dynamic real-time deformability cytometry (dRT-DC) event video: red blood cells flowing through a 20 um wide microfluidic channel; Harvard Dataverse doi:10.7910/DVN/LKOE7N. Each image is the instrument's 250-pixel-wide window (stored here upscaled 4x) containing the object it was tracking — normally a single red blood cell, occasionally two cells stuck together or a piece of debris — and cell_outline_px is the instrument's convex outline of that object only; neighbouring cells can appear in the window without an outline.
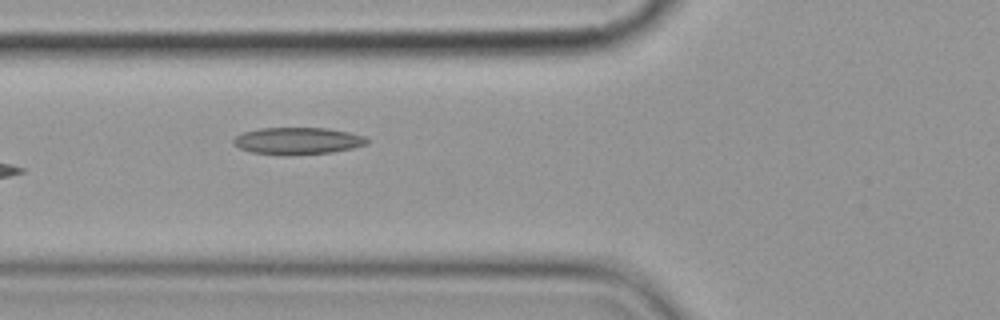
{"species": "common noctule bat (a hibernating species)", "species_latin": "Nyctalus noctula", "temperature_condition": "cold", "stored_images_in_passage": 11, "camera_frame_rate_fps": 3000, "um_per_image_px": 0.085, "animal": {"sex": "female", "body_mass_g": 19.9}, "frame": {"image": 1, "passage_image": 7, "time_ms": 7.667, "image_size_px": [1000, 320], "cell_outline_px": [[368, 144], [352, 148], [332, 152], [288, 156], [280, 156], [252, 152], [240, 148], [232, 144], [232, 140], [236, 136], [244, 132], [260, 128], [328, 128], [348, 132], [364, 136], [368, 140]], "centroid_in_image_um": [25.28, 11.99], "position_along_channel_um": 100.5, "area_um2": 21.21}}
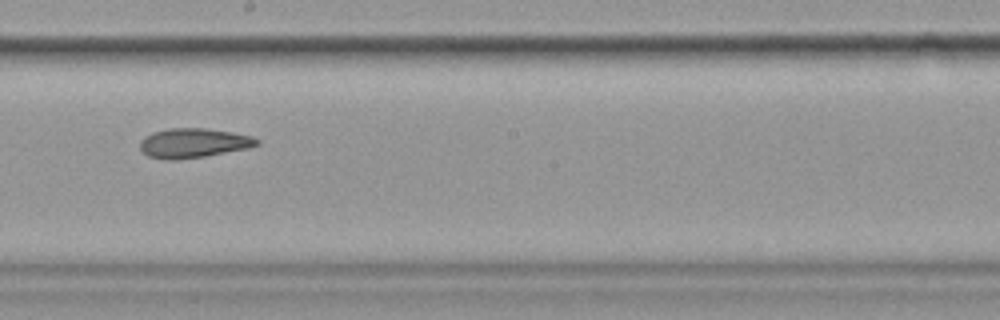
{"frame": {"image": 2, "passage_image": 10, "time_ms": 11.333, "image_size_px": [1000, 320], "cell_outline_px": [[260, 144], [248, 148], [204, 156], [172, 160], [168, 160], [148, 156], [140, 148], [140, 140], [144, 136], [152, 132], [168, 128], [204, 128], [232, 132], [252, 136], [260, 140]], "centroid_in_image_um": [16.44, 12.14], "position_along_channel_um": 231.8, "area_um2": 20.06}}
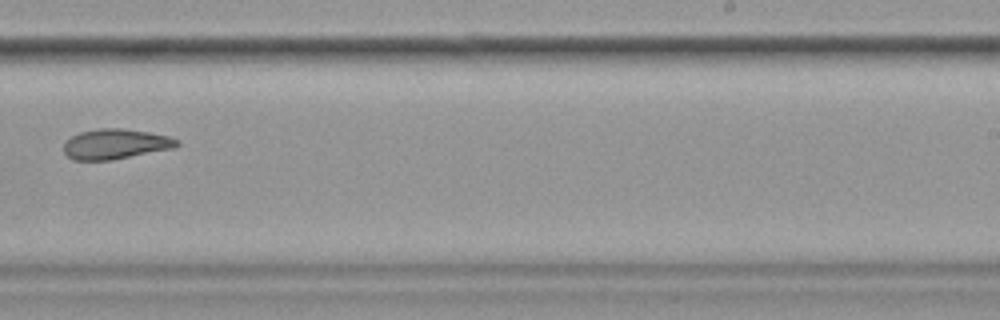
{"frame": {"image": 3, "passage_image": 11, "time_ms": 12.667, "image_size_px": [1000, 320], "cell_outline_px": [[180, 144], [176, 148], [112, 160], [72, 160], [64, 152], [64, 144], [72, 136], [80, 132], [100, 128], [124, 128], [148, 132], [168, 136], [180, 140]], "centroid_in_image_um": [9.86, 12.25], "position_along_channel_um": 279.1, "area_um2": 20.0}}